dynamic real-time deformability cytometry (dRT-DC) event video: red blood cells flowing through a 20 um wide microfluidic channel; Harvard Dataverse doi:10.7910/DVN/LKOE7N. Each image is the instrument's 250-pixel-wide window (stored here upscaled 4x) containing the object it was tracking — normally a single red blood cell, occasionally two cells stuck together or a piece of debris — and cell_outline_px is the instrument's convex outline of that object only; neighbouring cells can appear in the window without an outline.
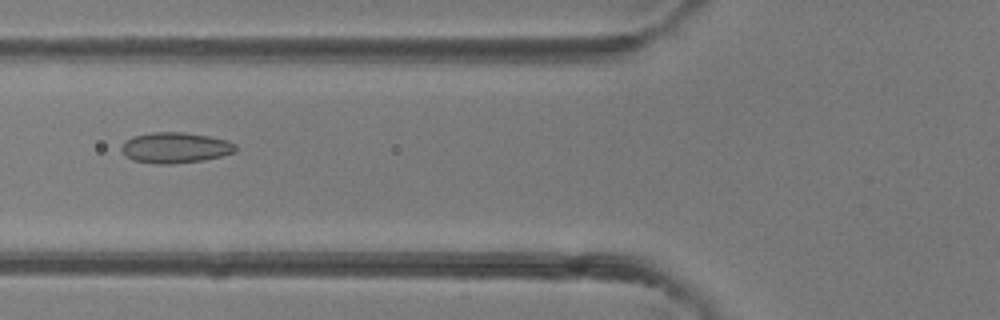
{"species": "common noctule bat (a hibernating species)", "species_latin": "Nyctalus noctula", "temperature_condition": "room temperature", "stored_images_in_passage": 6, "camera_frame_rate_fps": 3000, "um_per_image_px": 0.085, "animal": {"sex": "female"}, "frame": {"image": 1, "passage_image": 5, "time_ms": 4.333, "image_size_px": [1000, 320], "cell_outline_px": [[236, 152], [204, 160], [172, 164], [160, 164], [132, 160], [120, 148], [124, 140], [132, 136], [152, 132], [184, 132], [208, 136], [228, 140], [236, 144]], "centroid_in_image_um": [14.9, 12.54], "position_along_channel_um": 110.9, "area_um2": 20.46}}
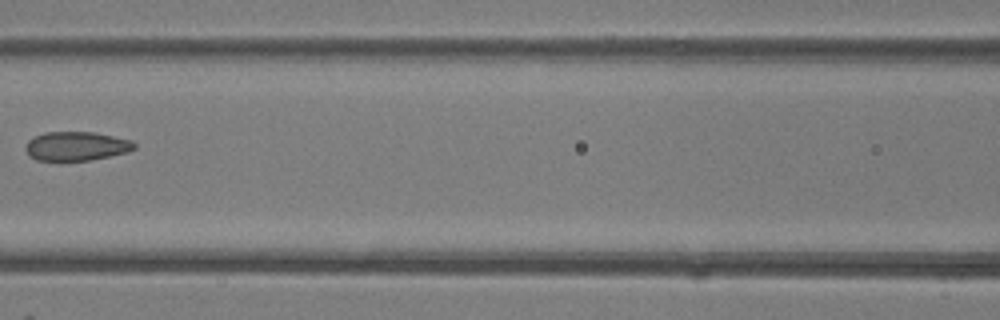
{"frame": {"image": 2, "passage_image": 6, "time_ms": 5.333, "image_size_px": [1000, 320], "cell_outline_px": [[136, 148], [128, 152], [92, 160], [36, 160], [28, 156], [24, 148], [28, 140], [44, 132], [92, 132], [132, 140], [136, 144]], "centroid_in_image_um": [6.48, 12.42], "position_along_channel_um": 160.1, "area_um2": 18.44}}